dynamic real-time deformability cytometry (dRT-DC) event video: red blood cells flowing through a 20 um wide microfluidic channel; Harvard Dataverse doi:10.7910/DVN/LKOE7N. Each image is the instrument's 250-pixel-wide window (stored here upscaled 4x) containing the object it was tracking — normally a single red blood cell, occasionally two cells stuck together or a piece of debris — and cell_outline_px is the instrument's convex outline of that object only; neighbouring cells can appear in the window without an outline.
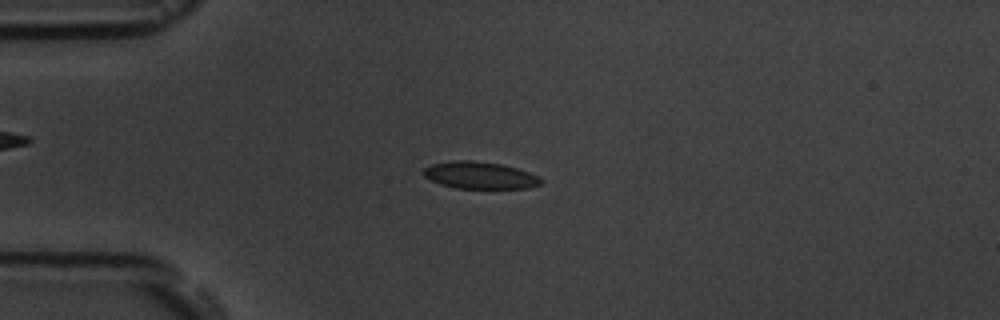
{"species": "common noctule bat (a hibernating species)", "species_latin": "Nyctalus noctula", "temperature_condition": "room temperature", "stored_images_in_passage": 6, "camera_frame_rate_fps": 3000, "um_per_image_px": 0.085, "animal": {"sex": "male", "body_mass_g": 19.5, "forearm_length_mm": 54.6}, "frame": {"image": 1, "passage_image": 4, "time_ms": 3.667, "image_size_px": [1000, 320], "cell_outline_px": [[544, 180], [540, 184], [528, 188], [456, 188], [440, 184], [424, 176], [424, 168], [432, 164], [452, 160], [472, 160], [504, 164], [540, 176]], "centroid_in_image_um": [40.82, 14.89], "position_along_channel_um": 44.2, "area_um2": 18.55}}
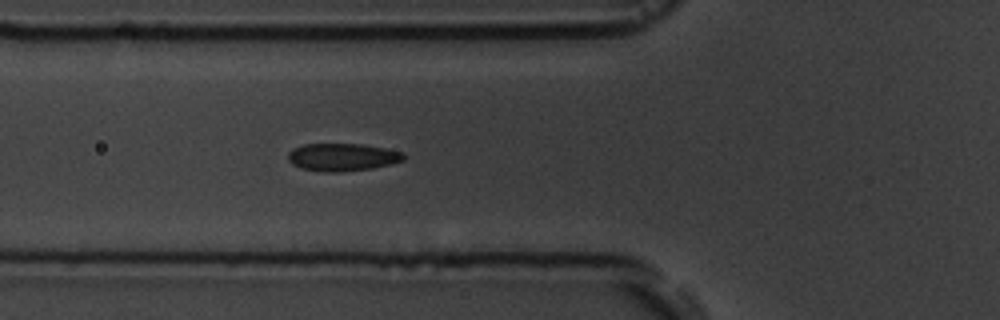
{"frame": {"image": 2, "passage_image": 6, "time_ms": 5.667, "image_size_px": [1000, 320], "cell_outline_px": [[404, 160], [372, 168], [340, 172], [324, 172], [300, 168], [292, 164], [288, 160], [288, 152], [292, 148], [304, 144], [360, 144], [384, 148], [404, 152]], "centroid_in_image_um": [29.06, 13.35], "position_along_channel_um": 96.7, "area_um2": 18.61}}